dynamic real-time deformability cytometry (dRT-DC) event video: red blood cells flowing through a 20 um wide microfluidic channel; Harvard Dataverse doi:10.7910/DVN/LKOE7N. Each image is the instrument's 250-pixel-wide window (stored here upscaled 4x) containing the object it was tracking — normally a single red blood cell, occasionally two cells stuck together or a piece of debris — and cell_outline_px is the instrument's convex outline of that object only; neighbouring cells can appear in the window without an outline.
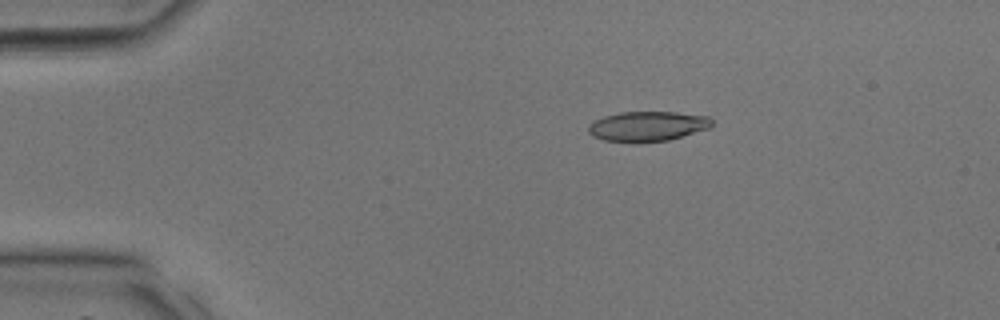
{"species": "common noctule bat (a hibernating species)", "species_latin": "Nyctalus noctula", "temperature_condition": "room temperature", "stored_images_in_passage": 31, "camera_frame_rate_fps": 3000, "um_per_image_px": 0.085, "animal": {"sex": "male", "body_mass_g": 17.9, "forearm_length_mm": 54.2}, "frame": {"image": 1, "passage_image": 1, "time_ms": 0.0, "image_size_px": [1000, 320], "cell_outline_px": [[712, 124], [708, 128], [668, 140], [636, 144], [604, 140], [592, 136], [588, 132], [588, 124], [604, 116], [620, 112], [676, 112], [708, 116], [712, 120]], "centroid_in_image_um": [54.99, 10.75], "position_along_channel_um": 30.0, "area_um2": 21.73}}
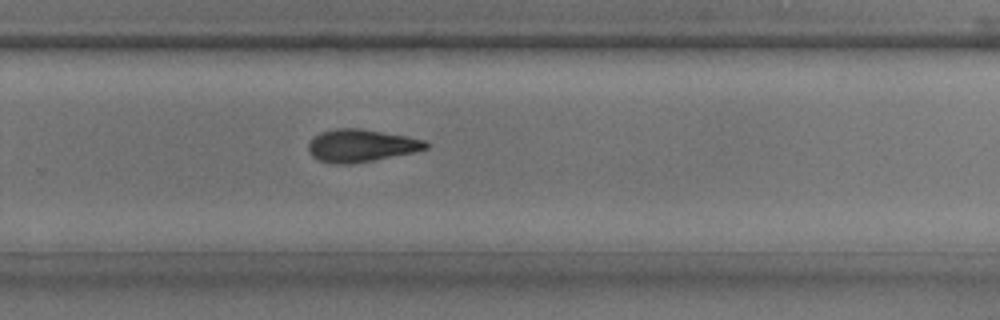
{"frame": {"image": 2, "passage_image": 19, "time_ms": 6.0, "image_size_px": [1000, 320], "cell_outline_px": [[432, 144], [428, 148], [412, 152], [372, 160], [348, 164], [336, 164], [320, 160], [312, 156], [308, 152], [308, 144], [320, 132], [336, 128], [360, 128], [408, 136], [424, 140]], "centroid_in_image_um": [30.7, 12.36], "position_along_channel_um": 299.1, "area_um2": 22.14}}
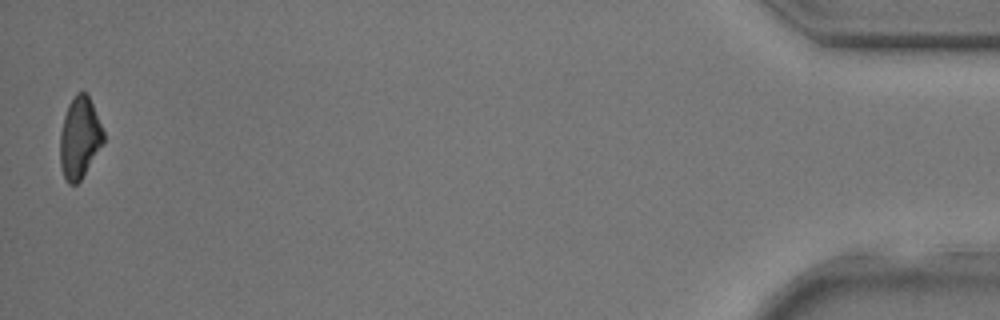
{"frame": {"image": 3, "passage_image": 31, "time_ms": 10.0, "image_size_px": [1000, 320], "cell_outline_px": [[104, 144], [80, 180], [76, 184], [68, 184], [64, 176], [60, 164], [60, 132], [64, 116], [68, 104], [76, 92], [84, 92], [88, 96], [92, 104], [104, 132]], "centroid_in_image_um": [6.76, 11.72], "position_along_channel_um": 428.4, "area_um2": 20.52}}